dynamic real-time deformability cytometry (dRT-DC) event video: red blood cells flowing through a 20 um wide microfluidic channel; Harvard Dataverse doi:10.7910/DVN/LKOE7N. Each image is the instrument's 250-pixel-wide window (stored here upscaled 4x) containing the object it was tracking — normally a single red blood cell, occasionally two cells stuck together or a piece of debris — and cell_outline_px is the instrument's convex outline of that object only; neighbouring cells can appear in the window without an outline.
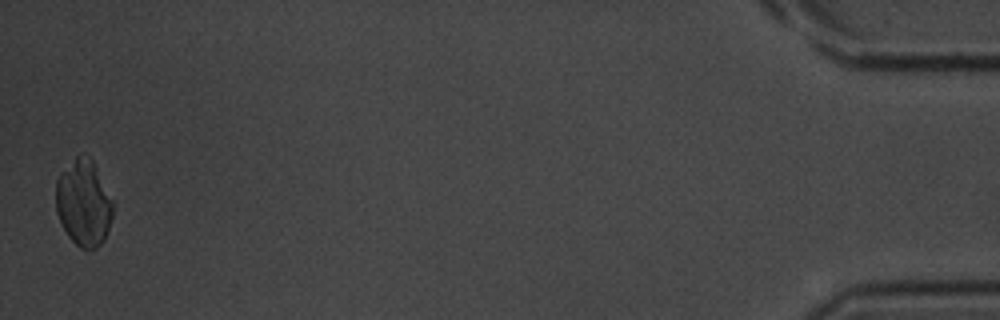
{"species": "common noctule bat (a hibernating species)", "species_latin": "Nyctalus noctula", "temperature_condition": "room temperature", "stored_images_in_passage": 52, "camera_frame_rate_fps": 3000, "um_per_image_px": 0.085, "animal": {"sex": "male", "body_mass_g": 20.1, "forearm_length_mm": 53.5}, "frame": {"image": 1, "passage_image": 52, "time_ms": 17.0, "image_size_px": [1000, 320], "cell_outline_px": [[112, 216], [104, 240], [92, 252], [88, 252], [80, 248], [68, 236], [56, 212], [56, 180], [60, 172], [76, 156], [92, 160], [112, 200]], "centroid_in_image_um": [7.09, 17.32], "position_along_channel_um": 428.1, "area_um2": 28.32}}